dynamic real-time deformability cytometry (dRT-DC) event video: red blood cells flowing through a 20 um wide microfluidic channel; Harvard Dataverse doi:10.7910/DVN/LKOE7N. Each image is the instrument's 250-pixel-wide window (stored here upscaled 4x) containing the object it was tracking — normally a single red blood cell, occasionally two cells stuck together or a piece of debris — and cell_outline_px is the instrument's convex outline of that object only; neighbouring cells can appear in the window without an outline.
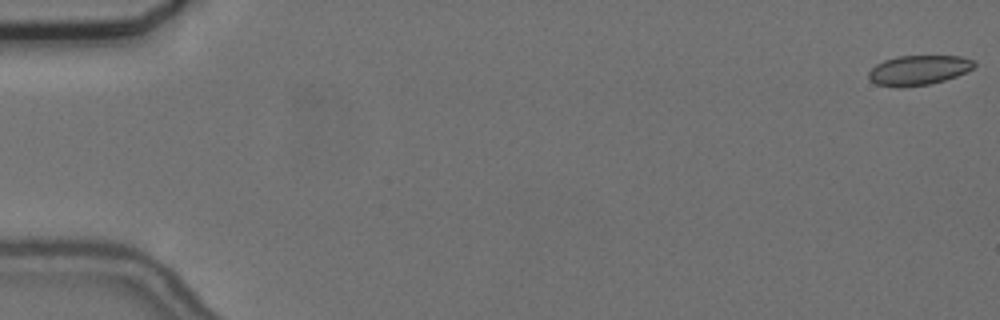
{"species": "common noctule bat (a hibernating species)", "species_latin": "Nyctalus noctula", "temperature_condition": "cold", "stored_images_in_passage": 19, "camera_frame_rate_fps": 3000, "um_per_image_px": 0.085, "animal": {"sex": "female", "body_mass_g": 24.6, "forearm_length_mm": 56.2}, "frame": {"image": 1, "passage_image": 1, "time_ms": 0.0, "image_size_px": [1000, 320], "cell_outline_px": [[976, 64], [972, 68], [956, 76], [944, 80], [928, 84], [900, 88], [896, 88], [876, 84], [868, 80], [868, 72], [876, 64], [884, 60], [900, 56], [960, 56], [972, 60]], "centroid_in_image_um": [78.01, 5.97], "position_along_channel_um": 7.0, "area_um2": 18.26}}
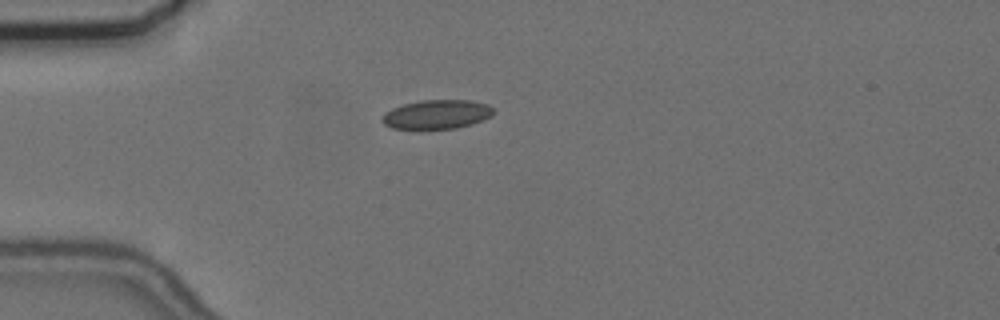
{"frame": {"image": 2, "passage_image": 16, "time_ms": 5.0, "image_size_px": [1000, 320], "cell_outline_px": [[496, 112], [492, 116], [472, 124], [456, 128], [420, 132], [392, 128], [384, 124], [380, 120], [384, 112], [392, 108], [404, 104], [420, 100], [472, 100], [488, 104], [496, 108]], "centroid_in_image_um": [37.11, 9.76], "position_along_channel_um": 47.9, "area_um2": 19.94}}